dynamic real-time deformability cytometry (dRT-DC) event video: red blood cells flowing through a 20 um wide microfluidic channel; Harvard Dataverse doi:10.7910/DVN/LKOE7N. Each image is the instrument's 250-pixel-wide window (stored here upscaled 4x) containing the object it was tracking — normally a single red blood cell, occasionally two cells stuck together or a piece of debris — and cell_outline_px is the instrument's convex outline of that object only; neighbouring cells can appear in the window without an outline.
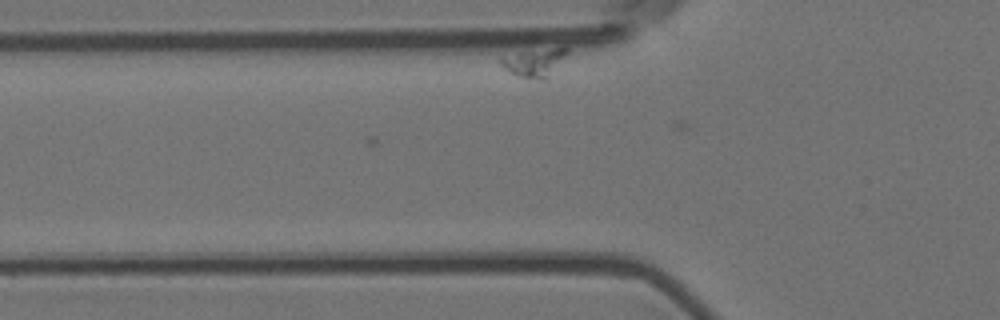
{"species": "Egyptian fruit bat (a non-hibernating species)", "species_latin": "Rousettus aegyptiacus", "temperature_condition": "room temperature", "stored_images_in_passage": 3, "camera_frame_rate_fps": 3000, "um_per_image_px": 0.085, "animal": {"sex": "female"}, "frame": {"image": 1, "passage_image": 3, "time_ms": 0.667, "image_size_px": [1000, 320], "cell_outline_px": [[568, 52], [548, 76], [544, 80], [540, 80], [520, 76], [504, 68], [500, 64], [500, 56], [520, 52], [556, 48], [568, 48]], "centroid_in_image_um": [45.37, 5.31], "position_along_channel_um": 80.4, "area_um2": 10.35}}